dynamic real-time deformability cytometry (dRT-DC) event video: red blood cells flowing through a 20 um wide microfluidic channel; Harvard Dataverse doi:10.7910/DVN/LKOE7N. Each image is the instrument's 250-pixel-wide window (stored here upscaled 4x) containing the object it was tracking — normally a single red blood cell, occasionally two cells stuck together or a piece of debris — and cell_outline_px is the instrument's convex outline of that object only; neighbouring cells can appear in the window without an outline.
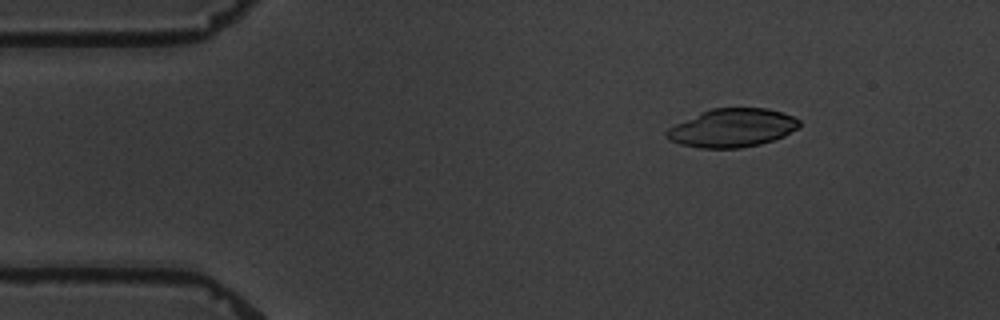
{"species": "common noctule bat (a hibernating species)", "species_latin": "Nyctalus noctula", "temperature_condition": "warm", "stored_images_in_passage": 8, "camera_frame_rate_fps": 3000, "um_per_image_px": 0.085, "animal": {"sex": "male", "body_mass_g": 19.5, "forearm_length_mm": 54.6}, "frame": {"image": 1, "passage_image": 1, "time_ms": 0.0, "image_size_px": [1000, 320], "cell_outline_px": [[800, 124], [796, 128], [784, 136], [760, 144], [740, 148], [700, 148], [680, 144], [668, 140], [664, 132], [668, 128], [700, 112], [712, 108], [768, 108], [792, 116], [800, 120]], "centroid_in_image_um": [62.21, 10.87], "position_along_channel_um": 22.8, "area_um2": 29.59}}